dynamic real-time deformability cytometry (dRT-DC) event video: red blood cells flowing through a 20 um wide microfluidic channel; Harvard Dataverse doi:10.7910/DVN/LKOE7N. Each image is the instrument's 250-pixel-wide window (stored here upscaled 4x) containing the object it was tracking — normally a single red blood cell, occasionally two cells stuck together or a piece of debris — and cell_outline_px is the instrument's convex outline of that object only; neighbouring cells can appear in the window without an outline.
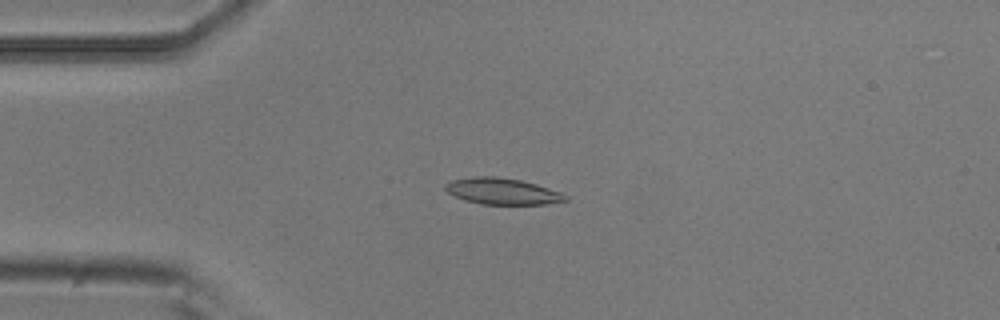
{"species": "common noctule bat (a hibernating species)", "species_latin": "Nyctalus noctula", "temperature_condition": "room temperature", "stored_images_in_passage": 8, "camera_frame_rate_fps": 3000, "um_per_image_px": 0.085, "animal": {"sex": "male", "body_mass_g": 20.5, "forearm_length_mm": 52.5}, "frame": {"image": 1, "passage_image": 3, "time_ms": 0.667, "image_size_px": [1000, 320], "cell_outline_px": [[568, 200], [544, 204], [480, 204], [464, 200], [448, 192], [444, 188], [444, 184], [452, 180], [476, 176], [496, 176], [520, 180], [536, 184], [564, 192], [568, 196]], "centroid_in_image_um": [42.72, 16.25], "position_along_channel_um": 42.3, "area_um2": 18.5}}
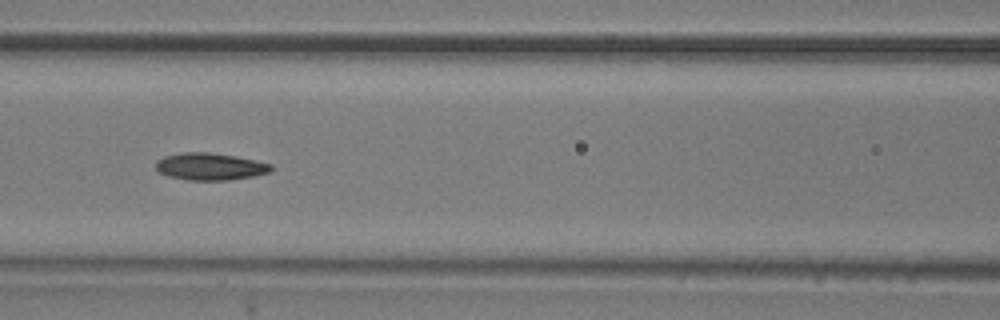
{"frame": {"image": 2, "passage_image": 6, "time_ms": 1.667, "image_size_px": [1000, 320], "cell_outline_px": [[272, 172], [252, 176], [228, 180], [188, 180], [168, 176], [160, 172], [156, 168], [156, 160], [164, 156], [180, 152], [208, 152], [236, 156], [272, 164]], "centroid_in_image_um": [17.85, 14.15], "position_along_channel_um": 148.8, "area_um2": 18.26}}
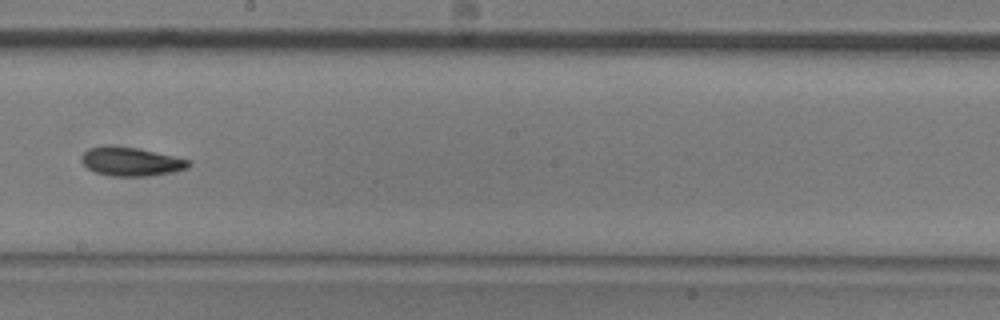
{"frame": {"image": 3, "passage_image": 8, "time_ms": 2.333, "image_size_px": [1000, 320], "cell_outline_px": [[192, 164], [188, 168], [172, 172], [148, 176], [108, 176], [96, 172], [88, 168], [80, 160], [80, 156], [88, 148], [108, 144], [112, 144], [136, 148], [172, 156], [188, 160]], "centroid_in_image_um": [11.07, 13.72], "position_along_channel_um": 237.1, "area_um2": 18.03}}